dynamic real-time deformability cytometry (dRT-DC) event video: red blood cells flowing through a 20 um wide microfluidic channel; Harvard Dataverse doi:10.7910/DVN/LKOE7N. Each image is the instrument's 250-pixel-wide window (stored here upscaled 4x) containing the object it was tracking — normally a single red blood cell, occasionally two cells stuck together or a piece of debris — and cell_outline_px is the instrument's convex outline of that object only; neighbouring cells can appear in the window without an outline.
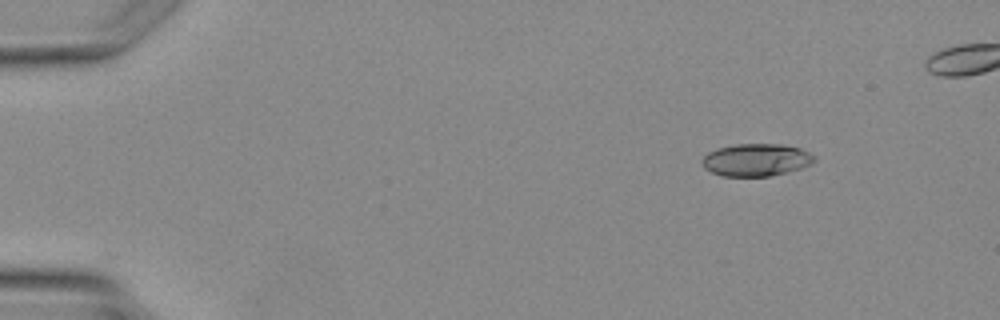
{"species": "Egyptian fruit bat (a non-hibernating species)", "species_latin": "Rousettus aegyptiacus", "temperature_condition": "warm", "stored_images_in_passage": 3, "camera_frame_rate_fps": 3000, "um_per_image_px": 0.085, "animal": {"sex": "female"}, "frame": {"image": 1, "passage_image": 1, "time_ms": 0.0, "image_size_px": [1000, 320], "cell_outline_px": [[816, 160], [800, 168], [772, 176], [720, 176], [704, 168], [700, 164], [700, 160], [708, 152], [716, 148], [736, 144], [780, 144], [800, 148], [816, 156]], "centroid_in_image_um": [64.22, 13.59], "position_along_channel_um": 20.8, "area_um2": 21.33}}